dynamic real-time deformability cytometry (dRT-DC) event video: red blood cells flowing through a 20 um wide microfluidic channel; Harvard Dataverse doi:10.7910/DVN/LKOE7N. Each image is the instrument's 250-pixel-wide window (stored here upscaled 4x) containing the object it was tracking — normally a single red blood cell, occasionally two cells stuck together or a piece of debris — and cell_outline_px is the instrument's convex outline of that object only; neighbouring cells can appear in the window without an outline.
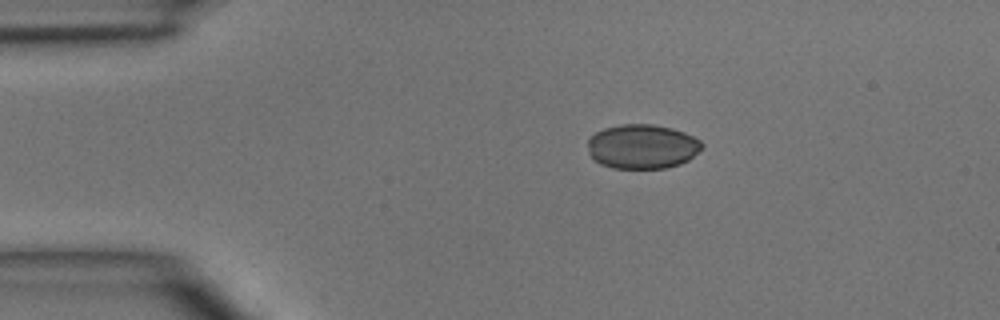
{"species": "common noctule bat (a hibernating species)", "species_latin": "Nyctalus noctula", "temperature_condition": "room temperature", "stored_images_in_passage": 2, "camera_frame_rate_fps": 3000, "um_per_image_px": 0.085, "animal": {"sex": "male", "body_mass_g": 15.6}, "frame": {"image": 1, "passage_image": 1, "time_ms": 0.0, "image_size_px": [1000, 320], "cell_outline_px": [[704, 148], [688, 160], [680, 164], [664, 168], [612, 168], [600, 164], [588, 152], [588, 136], [604, 128], [620, 124], [652, 124], [672, 128], [684, 132], [700, 140], [704, 144]], "centroid_in_image_um": [54.6, 12.45], "position_along_channel_um": 30.4, "area_um2": 29.77}}